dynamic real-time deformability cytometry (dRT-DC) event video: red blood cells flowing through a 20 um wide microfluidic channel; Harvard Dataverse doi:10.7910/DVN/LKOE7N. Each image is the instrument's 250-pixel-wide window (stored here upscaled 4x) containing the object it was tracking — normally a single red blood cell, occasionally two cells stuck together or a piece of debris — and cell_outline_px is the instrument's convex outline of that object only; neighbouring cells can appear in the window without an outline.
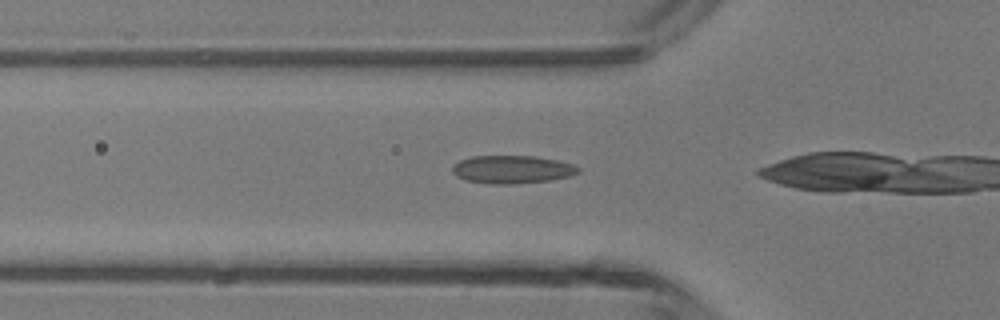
{"species": "common noctule bat (a hibernating species)", "species_latin": "Nyctalus noctula", "temperature_condition": "room temperature", "stored_images_in_passage": 15, "camera_frame_rate_fps": 3000, "um_per_image_px": 0.085, "animal": {"sex": "male", "body_mass_g": 13.3}, "frame": {"image": 1, "passage_image": 11, "time_ms": 3.333, "image_size_px": [1000, 320], "cell_outline_px": [[580, 172], [568, 176], [548, 180], [512, 184], [492, 184], [468, 180], [456, 176], [452, 172], [452, 164], [460, 160], [472, 156], [536, 156], [556, 160], [572, 164], [580, 168]], "centroid_in_image_um": [43.5, 14.39], "position_along_channel_um": 82.3, "area_um2": 20.4}}